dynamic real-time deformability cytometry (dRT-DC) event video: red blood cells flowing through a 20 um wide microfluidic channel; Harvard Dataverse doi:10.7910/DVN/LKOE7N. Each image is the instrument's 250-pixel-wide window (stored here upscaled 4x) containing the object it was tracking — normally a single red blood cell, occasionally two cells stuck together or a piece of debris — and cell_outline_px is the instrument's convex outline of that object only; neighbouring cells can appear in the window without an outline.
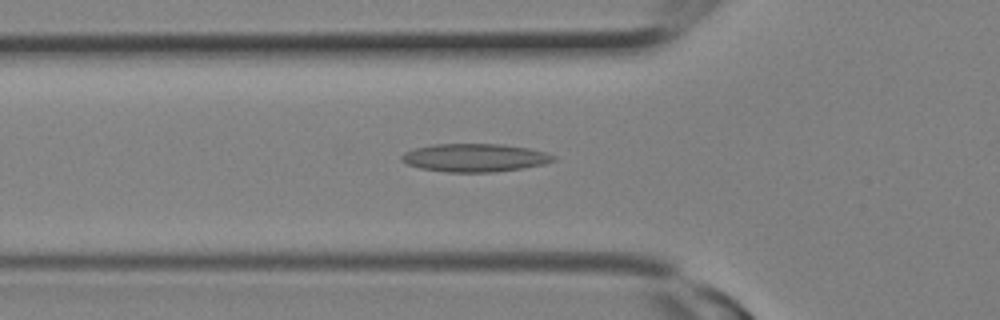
{"species": "Egyptian fruit bat (a non-hibernating species)", "species_latin": "Rousettus aegyptiacus", "temperature_condition": "room temperature", "stored_images_in_passage": 13, "camera_frame_rate_fps": 3000, "um_per_image_px": 0.085, "animal": {"sex": "female"}, "frame": {"image": 1, "passage_image": 4, "time_ms": 1.0, "image_size_px": [1000, 320], "cell_outline_px": [[556, 160], [544, 164], [524, 168], [492, 172], [448, 172], [420, 168], [408, 164], [400, 160], [400, 156], [404, 152], [416, 148], [432, 144], [500, 144], [528, 148], [544, 152], [556, 156]], "centroid_in_image_um": [40.35, 13.4], "position_along_channel_um": 85.4, "area_um2": 24.85}}
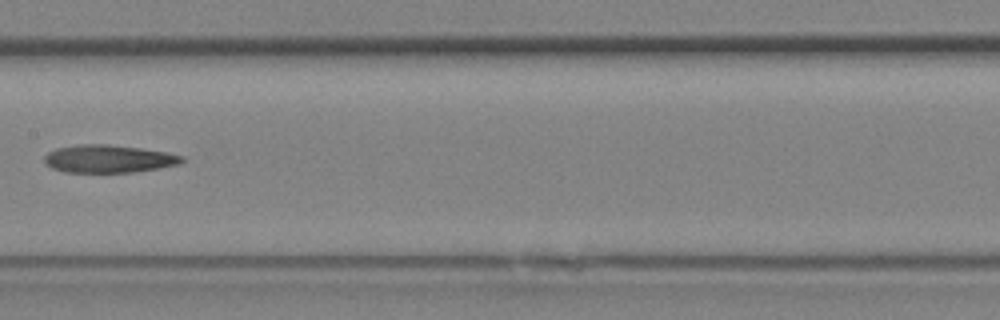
{"frame": {"image": 2, "passage_image": 8, "time_ms": 2.333, "image_size_px": [1000, 320], "cell_outline_px": [[184, 160], [180, 164], [132, 172], [68, 172], [52, 168], [44, 160], [44, 156], [48, 152], [56, 148], [80, 144], [108, 144], [140, 148], [164, 152], [184, 156]], "centroid_in_image_um": [9.22, 13.49], "position_along_channel_um": 198.2, "area_um2": 22.02}}
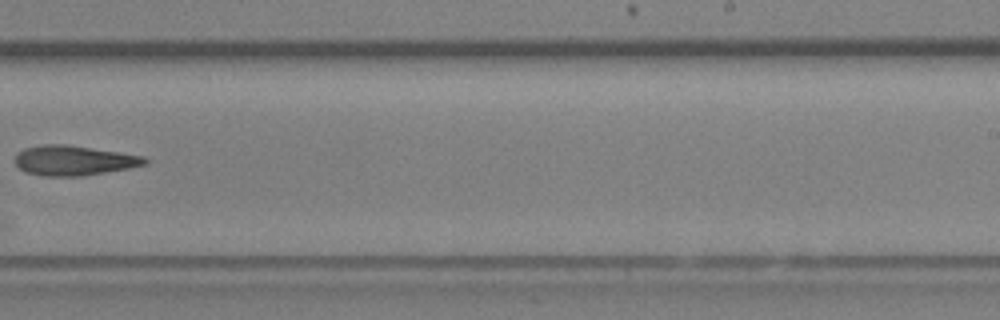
{"frame": {"image": 3, "passage_image": 11, "time_ms": 3.333, "image_size_px": [1000, 320], "cell_outline_px": [[148, 164], [128, 168], [80, 176], [44, 176], [24, 172], [12, 160], [16, 152], [24, 148], [44, 144], [64, 144], [144, 156], [148, 160]], "centroid_in_image_um": [6.21, 13.64], "position_along_channel_um": 282.8, "area_um2": 22.6}}